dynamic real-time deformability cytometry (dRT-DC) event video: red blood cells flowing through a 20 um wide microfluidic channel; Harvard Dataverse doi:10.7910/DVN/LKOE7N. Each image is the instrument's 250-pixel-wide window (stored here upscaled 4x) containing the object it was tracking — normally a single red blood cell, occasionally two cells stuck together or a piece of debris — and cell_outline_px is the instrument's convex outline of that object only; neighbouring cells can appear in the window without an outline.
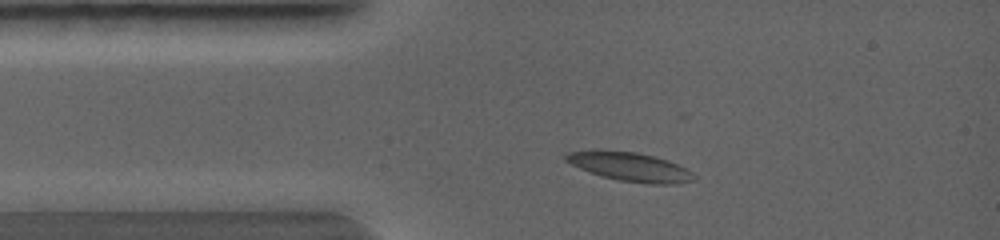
{"species": "common noctule bat (a hibernating species)", "species_latin": "Nyctalus noctula", "temperature_condition": "warm", "stored_images_in_passage": 22, "camera_frame_rate_fps": 5000, "um_per_image_px": 0.085, "animal": {"sex": "female", "body_mass_g": 19.0, "forearm_length_mm": 56.7}, "frame": {"image": 1, "passage_image": 8, "time_ms": 1.2, "image_size_px": [1000, 240], "cell_outline_px": [[696, 180], [672, 184], [652, 184], [620, 180], [604, 176], [580, 168], [564, 160], [564, 156], [568, 152], [600, 148], [636, 152], [668, 160], [692, 172], [696, 176]], "centroid_in_image_um": [53.53, 14.14], "position_along_channel_um": 31.5, "area_um2": 21.56}}
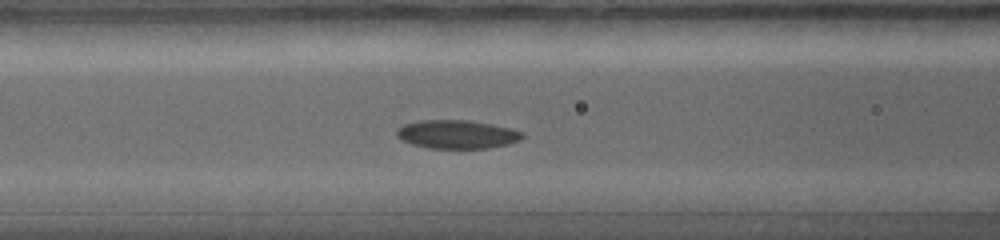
{"frame": {"image": 2, "passage_image": 16, "time_ms": 3.0, "image_size_px": [1000, 240], "cell_outline_px": [[524, 136], [520, 140], [508, 144], [488, 148], [428, 148], [412, 144], [400, 140], [396, 136], [396, 128], [404, 124], [420, 120], [468, 120], [508, 128], [524, 132]], "centroid_in_image_um": [38.8, 11.42], "position_along_channel_um": 127.8, "area_um2": 20.87}}
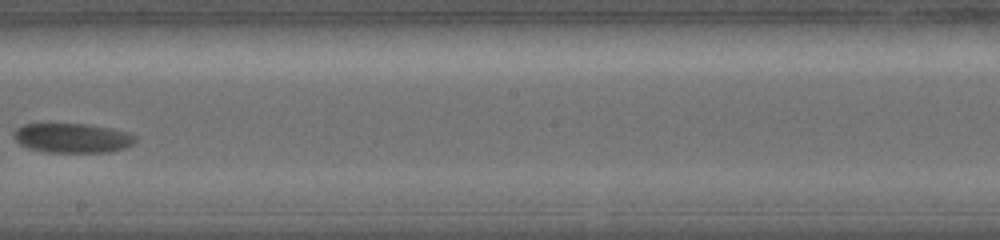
{"frame": {"image": 3, "passage_image": 21, "time_ms": 4.8, "image_size_px": [1000, 240], "cell_outline_px": [[136, 140], [132, 144], [124, 148], [108, 152], [44, 152], [28, 148], [20, 144], [12, 136], [12, 132], [16, 128], [24, 124], [88, 124], [112, 128], [128, 132], [136, 136]], "centroid_in_image_um": [6.13, 11.73], "position_along_channel_um": 242.1, "area_um2": 21.04}}